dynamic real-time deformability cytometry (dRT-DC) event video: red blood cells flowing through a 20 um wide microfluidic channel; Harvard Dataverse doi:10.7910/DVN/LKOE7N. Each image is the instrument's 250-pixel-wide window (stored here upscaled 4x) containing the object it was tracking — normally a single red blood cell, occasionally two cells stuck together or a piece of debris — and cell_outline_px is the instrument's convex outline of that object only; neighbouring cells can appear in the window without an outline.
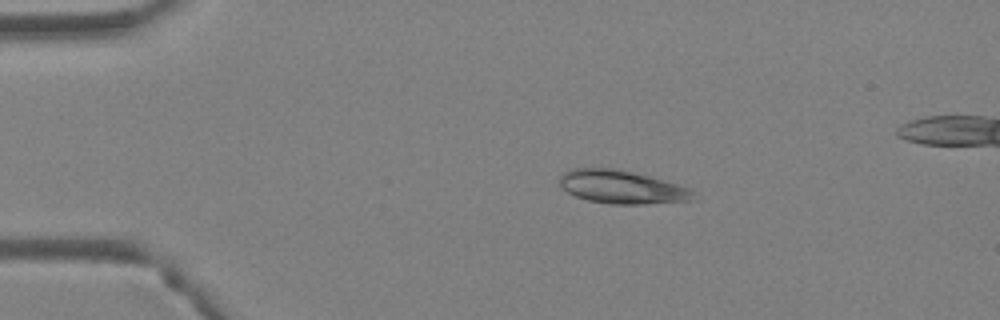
{"species": "Egyptian fruit bat (a non-hibernating species)", "species_latin": "Rousettus aegyptiacus", "temperature_condition": "warm", "stored_images_in_passage": 4, "camera_frame_rate_fps": 3000, "um_per_image_px": 0.085, "animal": {"sex": "female"}, "frame": {"image": 1, "passage_image": 2, "time_ms": 0.333, "image_size_px": [1000, 320], "cell_outline_px": [[696, 200], [644, 204], [612, 204], [588, 200], [576, 196], [568, 192], [560, 184], [560, 176], [564, 172], [572, 168], [616, 168], [648, 176], [676, 184], [688, 188], [696, 192]], "centroid_in_image_um": [52.87, 15.9], "position_along_channel_um": 32.1, "area_um2": 25.78}}